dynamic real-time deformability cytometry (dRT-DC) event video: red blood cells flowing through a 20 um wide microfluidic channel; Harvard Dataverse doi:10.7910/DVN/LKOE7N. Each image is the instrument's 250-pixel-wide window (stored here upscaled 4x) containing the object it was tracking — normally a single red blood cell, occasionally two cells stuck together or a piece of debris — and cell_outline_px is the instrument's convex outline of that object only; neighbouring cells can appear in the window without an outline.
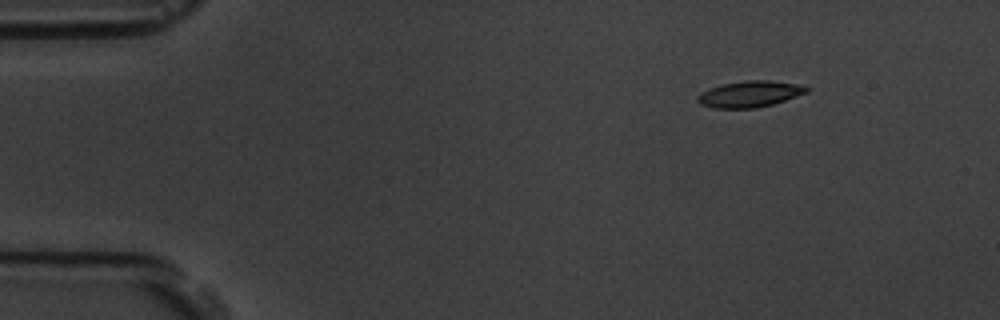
{"species": "common noctule bat (a hibernating species)", "species_latin": "Nyctalus noctula", "temperature_condition": "room temperature", "stored_images_in_passage": 4, "camera_frame_rate_fps": 3000, "um_per_image_px": 0.085, "animal": {"sex": "male", "body_mass_g": 19.5, "forearm_length_mm": 54.6}, "frame": {"image": 1, "passage_image": 1, "time_ms": 0.0, "image_size_px": [1000, 320], "cell_outline_px": [[808, 92], [772, 104], [756, 108], [716, 108], [700, 104], [696, 100], [696, 96], [700, 92], [708, 88], [724, 84], [748, 80], [768, 80], [796, 84], [808, 88]], "centroid_in_image_um": [63.66, 8.0], "position_along_channel_um": 21.3, "area_um2": 16.47}}
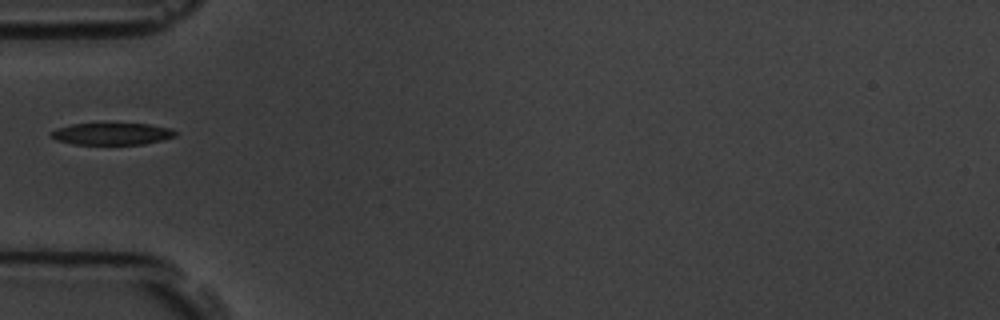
{"frame": {"image": 2, "passage_image": 4, "time_ms": 3.667, "image_size_px": [1000, 320], "cell_outline_px": [[176, 136], [144, 144], [76, 144], [56, 140], [48, 136], [48, 132], [56, 128], [72, 124], [148, 124], [172, 128], [176, 132]], "centroid_in_image_um": [9.46, 11.37], "position_along_channel_um": 75.5, "area_um2": 15.84}}